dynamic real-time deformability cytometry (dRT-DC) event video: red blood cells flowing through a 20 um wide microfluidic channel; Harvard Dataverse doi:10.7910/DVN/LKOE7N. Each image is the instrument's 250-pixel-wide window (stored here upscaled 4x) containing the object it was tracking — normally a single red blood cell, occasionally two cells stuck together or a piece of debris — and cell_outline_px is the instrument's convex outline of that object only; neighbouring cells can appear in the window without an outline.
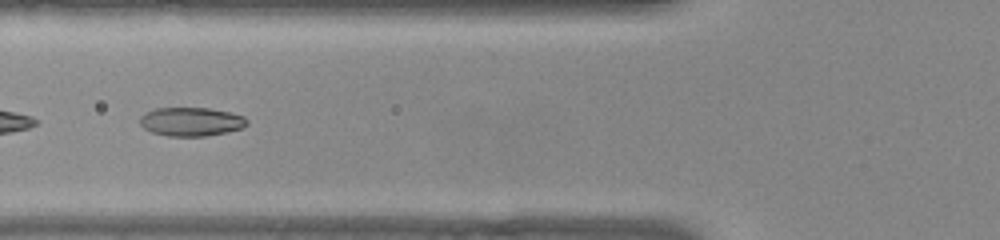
{"species": "common noctule bat (a hibernating species)", "species_latin": "Nyctalus noctula", "temperature_condition": "warm", "stored_images_in_passage": 12, "camera_frame_rate_fps": 3000, "um_per_image_px": 0.085, "animal": {"sex": "female", "body_mass_g": 22.0, "forearm_length_mm": 56.7}, "frame": {"image": 1, "passage_image": 7, "time_ms": 2.0, "image_size_px": [1000, 240], "cell_outline_px": [[248, 124], [244, 128], [228, 132], [204, 136], [168, 136], [152, 132], [144, 128], [140, 124], [140, 116], [144, 112], [156, 108], [208, 108], [228, 112], [244, 116], [248, 120]], "centroid_in_image_um": [16.25, 10.34], "position_along_channel_um": 109.5, "area_um2": 18.03}}
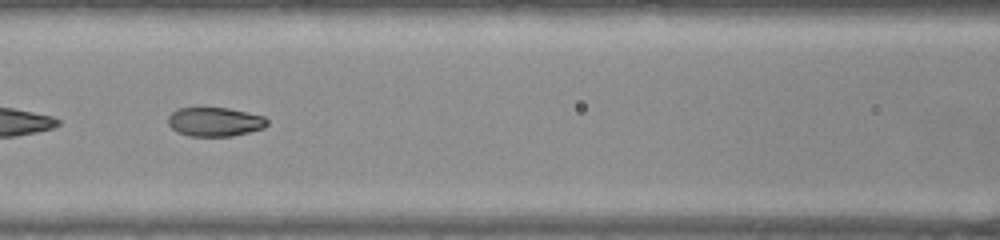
{"frame": {"image": 2, "passage_image": 10, "time_ms": 3.0, "image_size_px": [1000, 240], "cell_outline_px": [[268, 124], [264, 128], [232, 136], [188, 136], [176, 132], [168, 124], [168, 116], [176, 108], [204, 104], [228, 108], [248, 112], [264, 116], [268, 120]], "centroid_in_image_um": [18.21, 10.3], "position_along_channel_um": 148.4, "area_um2": 17.63}}